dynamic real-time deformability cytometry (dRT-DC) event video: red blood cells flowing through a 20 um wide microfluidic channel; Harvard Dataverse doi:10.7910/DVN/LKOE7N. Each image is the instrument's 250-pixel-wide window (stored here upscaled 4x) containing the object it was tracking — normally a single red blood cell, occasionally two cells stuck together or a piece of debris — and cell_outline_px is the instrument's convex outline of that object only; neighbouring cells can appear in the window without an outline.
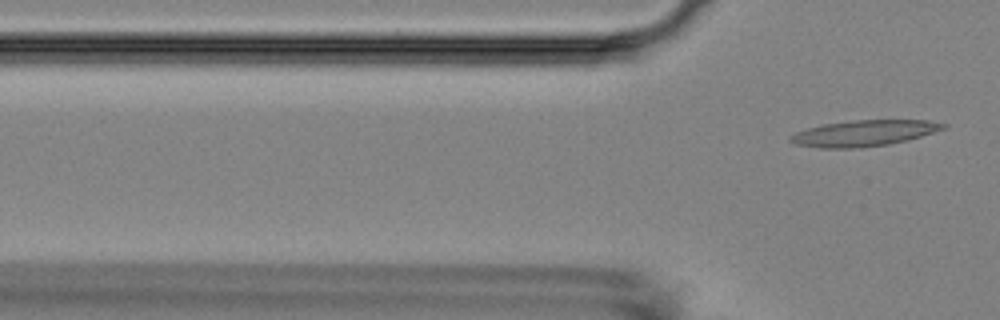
{"species": "Egyptian fruit bat (a non-hibernating species)", "species_latin": "Rousettus aegyptiacus", "temperature_condition": "room temperature", "stored_images_in_passage": 6, "camera_frame_rate_fps": 3000, "um_per_image_px": 0.085, "animal": {"sex": "female"}, "frame": {"image": 1, "passage_image": 6, "time_ms": 6.667, "image_size_px": [1000, 320], "cell_outline_px": [[948, 128], [908, 140], [888, 144], [852, 148], [820, 148], [796, 144], [788, 140], [788, 136], [796, 132], [808, 128], [824, 124], [856, 120], [928, 120], [948, 124]], "centroid_in_image_um": [73.46, 11.32], "position_along_channel_um": 52.3, "area_um2": 23.12}}